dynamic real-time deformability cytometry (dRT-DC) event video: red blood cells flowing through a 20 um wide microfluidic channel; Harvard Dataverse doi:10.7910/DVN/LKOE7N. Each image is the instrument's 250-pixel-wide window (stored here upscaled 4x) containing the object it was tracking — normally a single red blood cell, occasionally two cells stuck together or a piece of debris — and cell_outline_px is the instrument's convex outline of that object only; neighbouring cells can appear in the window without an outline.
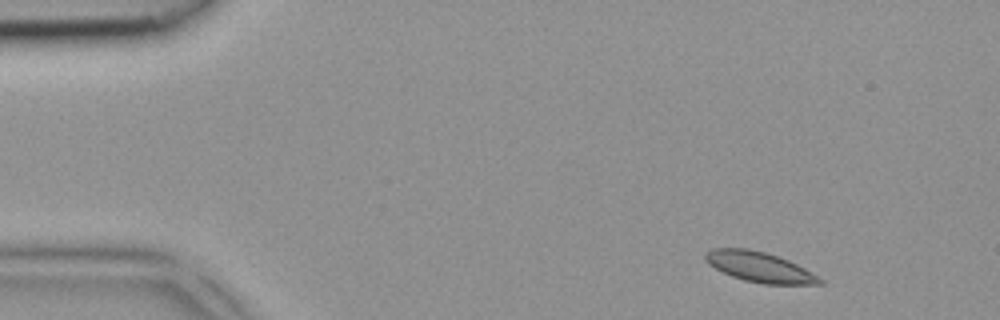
{"species": "common noctule bat (a hibernating species)", "species_latin": "Nyctalus noctula", "temperature_condition": "room temperature", "stored_images_in_passage": 3, "camera_frame_rate_fps": 3000, "um_per_image_px": 0.085, "animal": {"sex": "female", "body_mass_g": 18.4}, "frame": {"image": 1, "passage_image": 1, "time_ms": 0.0, "image_size_px": [1000, 320], "cell_outline_px": [[824, 284], [764, 284], [744, 280], [732, 276], [708, 264], [704, 260], [704, 252], [712, 248], [748, 248], [764, 252], [788, 260], [804, 268], [824, 280]], "centroid_in_image_um": [64.53, 22.69], "position_along_channel_um": 20.5, "area_um2": 20.0}}